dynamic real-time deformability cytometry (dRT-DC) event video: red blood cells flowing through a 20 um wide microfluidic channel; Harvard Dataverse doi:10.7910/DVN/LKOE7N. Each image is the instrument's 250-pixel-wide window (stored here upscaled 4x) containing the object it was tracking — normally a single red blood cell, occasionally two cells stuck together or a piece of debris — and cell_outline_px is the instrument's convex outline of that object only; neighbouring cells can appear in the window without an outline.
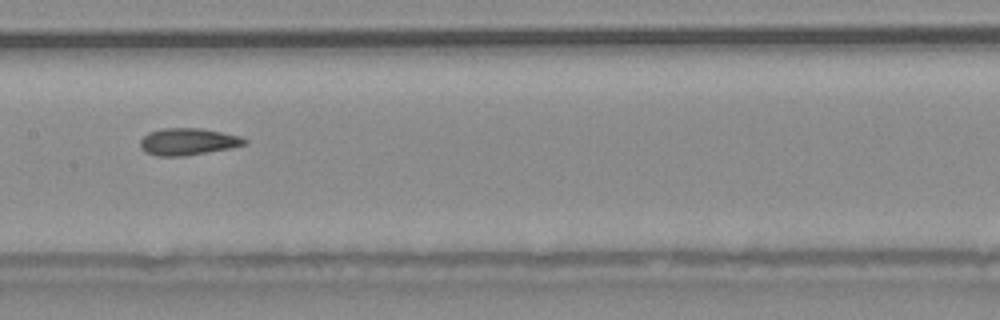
{"species": "common noctule bat (a hibernating species)", "species_latin": "Nyctalus noctula", "temperature_condition": "warm", "stored_images_in_passage": 32, "camera_frame_rate_fps": 3000, "um_per_image_px": 0.085, "animal": {"sex": "male", "body_mass_g": 20.4}, "frame": {"image": 1, "passage_image": 10, "time_ms": 3.0, "image_size_px": [1000, 320], "cell_outline_px": [[248, 140], [244, 144], [232, 148], [184, 156], [156, 156], [144, 152], [140, 148], [140, 140], [148, 132], [164, 128], [200, 128], [240, 136]], "centroid_in_image_um": [15.94, 12.05], "position_along_channel_um": 191.5, "area_um2": 16.42}}